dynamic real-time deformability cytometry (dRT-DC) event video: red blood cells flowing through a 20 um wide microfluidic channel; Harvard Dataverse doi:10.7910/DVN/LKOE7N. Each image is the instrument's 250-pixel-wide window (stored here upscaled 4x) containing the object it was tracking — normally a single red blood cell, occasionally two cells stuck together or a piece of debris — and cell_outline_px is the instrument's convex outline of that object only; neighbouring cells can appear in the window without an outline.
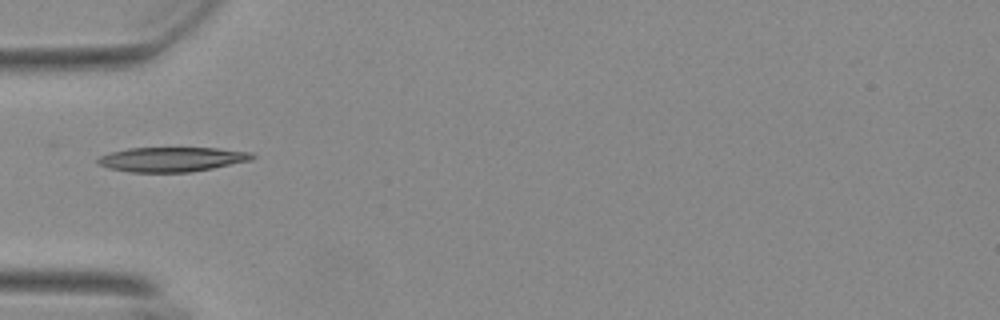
{"species": "Egyptian fruit bat (a non-hibernating species)", "species_latin": "Rousettus aegyptiacus", "temperature_condition": "warm", "stored_images_in_passage": 38, "camera_frame_rate_fps": 3000, "um_per_image_px": 0.085, "animal": {"sex": "female"}, "frame": {"image": 1, "passage_image": 1, "time_ms": 0.0, "image_size_px": [1000, 320], "cell_outline_px": [[256, 156], [252, 160], [212, 168], [188, 172], [132, 172], [108, 168], [100, 164], [96, 160], [100, 156], [112, 152], [128, 148], [216, 148], [252, 152]], "centroid_in_image_um": [14.64, 13.54], "position_along_channel_um": 70.4, "area_um2": 21.96}}
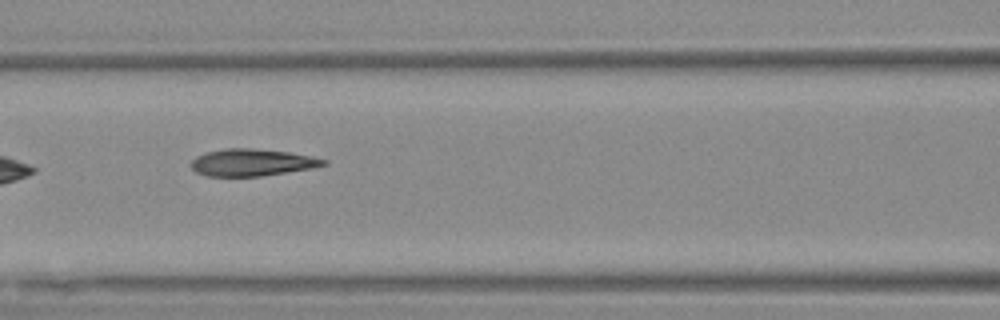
{"frame": {"image": 2, "passage_image": 7, "time_ms": 2.0, "image_size_px": [1000, 320], "cell_outline_px": [[328, 164], [312, 168], [260, 176], [208, 176], [196, 172], [192, 168], [192, 160], [196, 156], [208, 152], [224, 148], [252, 148], [288, 152], [328, 160]], "centroid_in_image_um": [21.41, 13.81], "position_along_channel_um": 145.2, "area_um2": 20.63}}
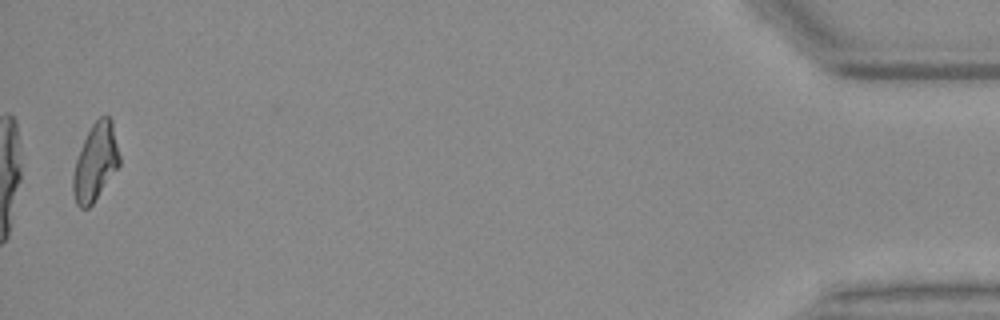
{"frame": {"image": 3, "passage_image": 37, "time_ms": 12.0, "image_size_px": [1000, 320], "cell_outline_px": [[120, 164], [92, 204], [88, 208], [80, 208], [76, 204], [72, 192], [72, 176], [76, 160], [84, 140], [92, 124], [100, 116], [108, 116], [112, 120], [120, 156]], "centroid_in_image_um": [8.1, 13.79], "position_along_channel_um": 427.1, "area_um2": 20.69}, "authors_computed_cell_mechanics": {"area_um2": 21.2704, "velocity_mm_per_s": 3.7228, "shape_relaxation_time_tau1_ms": 4.3332, "shape_relaxation_time_tau2_ms": 1.7134, "deformation_change_tau1": 0.1778, "deformation_change_tau2": 0.1029}}